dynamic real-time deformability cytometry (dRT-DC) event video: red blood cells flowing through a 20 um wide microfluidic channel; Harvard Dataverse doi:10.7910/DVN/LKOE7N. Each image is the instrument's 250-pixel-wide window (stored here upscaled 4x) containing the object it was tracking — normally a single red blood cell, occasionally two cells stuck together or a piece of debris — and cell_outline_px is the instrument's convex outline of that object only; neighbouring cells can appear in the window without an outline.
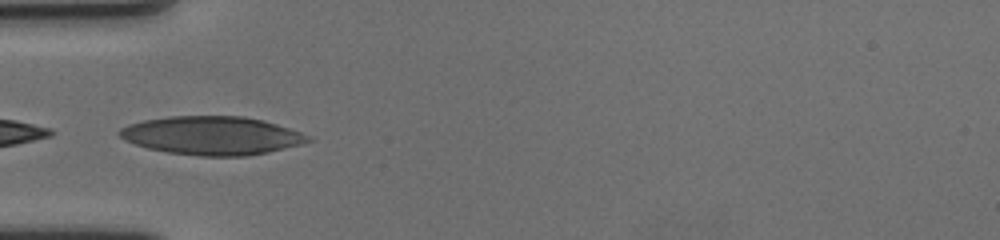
{"species": "human", "species_latin": "Homo sapiens", "temperature_condition": "cold", "stored_images_in_passage": 40, "camera_frame_rate_fps": 3000, "um_per_image_px": 0.085, "donor": {"sex": "female"}, "frame": {"image": 1, "passage_image": 1, "time_ms": 0.0, "image_size_px": [1000, 240], "cell_outline_px": [[312, 140], [300, 144], [268, 152], [248, 156], [200, 156], [168, 152], [148, 148], [136, 144], [120, 136], [116, 132], [120, 128], [128, 124], [144, 120], [168, 116], [244, 116], [264, 120], [300, 132], [308, 136]], "centroid_in_image_um": [17.99, 11.52], "position_along_channel_um": 67.0, "area_um2": 42.02}}
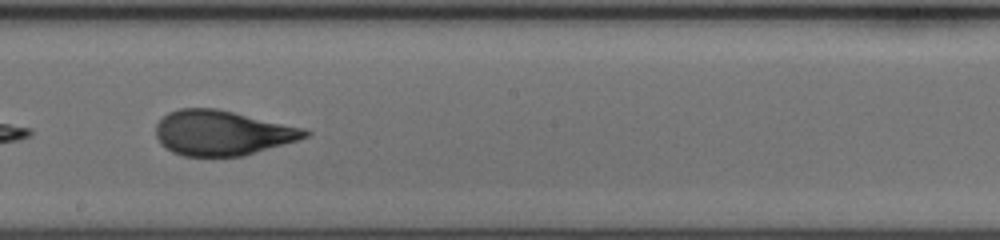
{"frame": {"image": 2, "passage_image": 15, "time_ms": 4.667, "image_size_px": [1000, 240], "cell_outline_px": [[312, 132], [308, 136], [300, 140], [244, 156], [184, 156], [172, 152], [164, 148], [160, 144], [156, 136], [156, 124], [168, 112], [180, 108], [216, 108], [304, 128]], "centroid_in_image_um": [18.89, 11.3], "position_along_channel_um": 229.3, "area_um2": 39.25}}
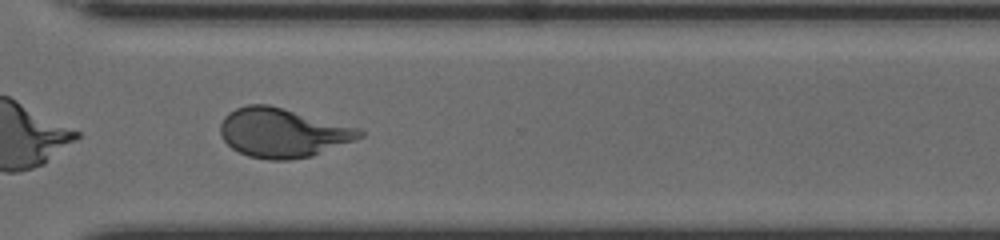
{"frame": {"image": 3, "passage_image": 25, "time_ms": 8.0, "image_size_px": [1000, 240], "cell_outline_px": [[364, 136], [356, 140], [312, 156], [288, 160], [268, 160], [248, 156], [232, 148], [224, 140], [220, 132], [220, 124], [224, 116], [228, 112], [236, 108], [248, 104], [268, 104], [284, 108], [360, 128], [364, 132]], "centroid_in_image_um": [24.04, 11.28], "position_along_channel_um": 346.6, "area_um2": 40.06}, "authors_computed_cell_mechanics": {"area_um2": 39.2751, "velocity_mm_per_s": 3.5072, "shape_relaxation_time_tau1_ms": 6.655, "shape_relaxation_time_tau2_ms": 1.0269, "deformation_change_tau1": 0.2038, "deformation_change_tau2": 0.0836}}